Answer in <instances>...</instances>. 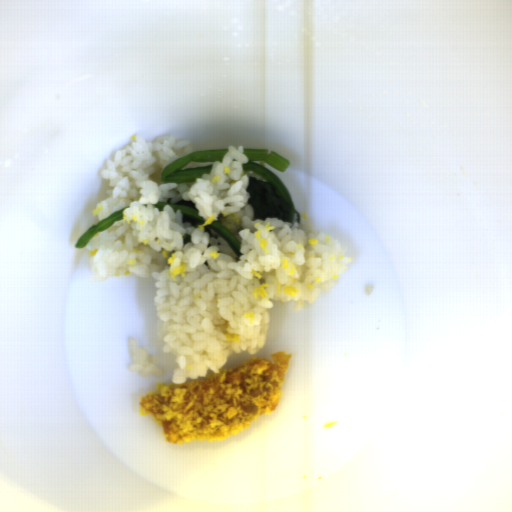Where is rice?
Wrapping results in <instances>:
<instances>
[{"instance_id": "023b6e5f", "label": "rice", "mask_w": 512, "mask_h": 512, "mask_svg": "<svg viewBox=\"0 0 512 512\" xmlns=\"http://www.w3.org/2000/svg\"><path fill=\"white\" fill-rule=\"evenodd\" d=\"M129 352L132 356V361L128 366L129 371L138 372L140 376H163V371L157 367L159 357L157 355H150L149 349L140 348L136 339L130 337L128 340Z\"/></svg>"}, {"instance_id": "652b925c", "label": "rice", "mask_w": 512, "mask_h": 512, "mask_svg": "<svg viewBox=\"0 0 512 512\" xmlns=\"http://www.w3.org/2000/svg\"><path fill=\"white\" fill-rule=\"evenodd\" d=\"M244 146H229L222 161L189 162L181 170L212 166L191 183H164L163 170L194 152L190 140L172 135L134 142L107 160L101 173L109 188L93 209L99 222L122 209V219L97 232L84 246L94 279L127 276L154 279L155 312L163 352L176 355L172 385L220 373L234 353L257 355L265 346L274 302H292L294 312L313 303L348 273L353 263L341 242L317 231L307 214L293 222L255 219L248 204L250 177ZM193 202L205 220L182 222L174 204ZM219 221L242 243L236 256L204 226ZM191 242L183 244L184 234Z\"/></svg>"}]
</instances>
